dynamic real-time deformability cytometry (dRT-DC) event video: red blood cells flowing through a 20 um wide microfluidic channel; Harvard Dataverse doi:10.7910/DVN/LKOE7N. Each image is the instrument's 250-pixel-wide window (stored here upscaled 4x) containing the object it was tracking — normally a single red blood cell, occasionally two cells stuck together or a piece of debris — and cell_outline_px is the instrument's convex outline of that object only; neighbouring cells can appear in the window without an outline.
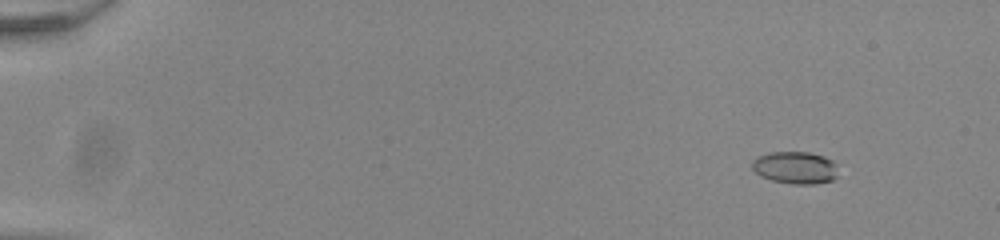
{"species": "common noctule bat (a hibernating species)", "species_latin": "Nyctalus noctula", "temperature_condition": "room temperature", "stored_images_in_passage": 54, "camera_frame_rate_fps": 3000, "um_per_image_px": 0.085, "animal": {"sex": "male", "body_mass_g": 20.0, "forearm_length_mm": 53.3}, "frame": {"image": 1, "passage_image": 5, "time_ms": 1.333, "image_size_px": [1000, 240], "cell_outline_px": [[836, 176], [832, 180], [816, 184], [792, 184], [772, 180], [760, 176], [752, 168], [752, 160], [756, 156], [772, 152], [808, 152], [824, 156], [832, 160], [836, 164]], "centroid_in_image_um": [67.58, 14.24], "position_along_channel_um": 17.4, "area_um2": 16.24}}
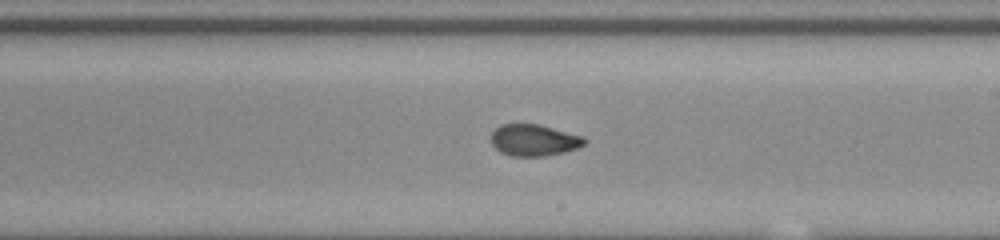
{"frame": {"image": 2, "passage_image": 33, "time_ms": 10.667, "image_size_px": [1000, 240], "cell_outline_px": [[588, 140], [584, 144], [576, 148], [564, 152], [544, 156], [512, 156], [500, 152], [492, 144], [492, 132], [500, 124], [540, 124], [584, 136]], "centroid_in_image_um": [45.41, 11.9], "position_along_channel_um": 243.6, "area_um2": 17.22}}
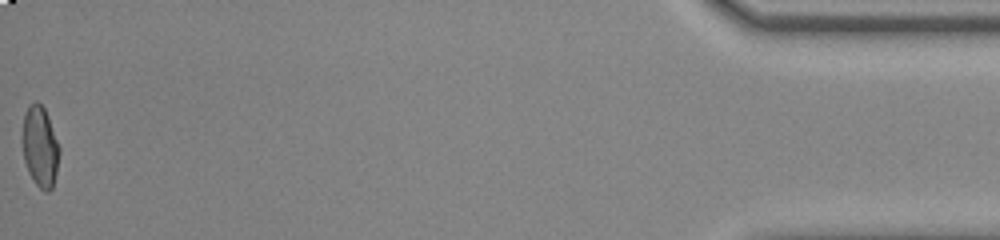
{"frame": {"image": 3, "passage_image": 54, "time_ms": 17.667, "image_size_px": [1000, 240], "cell_outline_px": [[60, 152], [56, 172], [52, 188], [48, 192], [44, 192], [36, 184], [28, 172], [24, 160], [24, 112], [28, 104], [36, 100], [44, 108], [48, 116], [60, 148]], "centroid_in_image_um": [3.42, 12.46], "position_along_channel_um": 431.8, "area_um2": 17.17}, "authors_computed_cell_mechanics": {"area_um2": 17.4556, "velocity_mm_per_s": 3.9175, "shape_relaxation_time_tau1_ms": 8.9961, "shape_relaxation_time_tau2_ms": 1.1862, "deformation_change_tau1": 0.2067, "deformation_change_tau2": 0.0613}}